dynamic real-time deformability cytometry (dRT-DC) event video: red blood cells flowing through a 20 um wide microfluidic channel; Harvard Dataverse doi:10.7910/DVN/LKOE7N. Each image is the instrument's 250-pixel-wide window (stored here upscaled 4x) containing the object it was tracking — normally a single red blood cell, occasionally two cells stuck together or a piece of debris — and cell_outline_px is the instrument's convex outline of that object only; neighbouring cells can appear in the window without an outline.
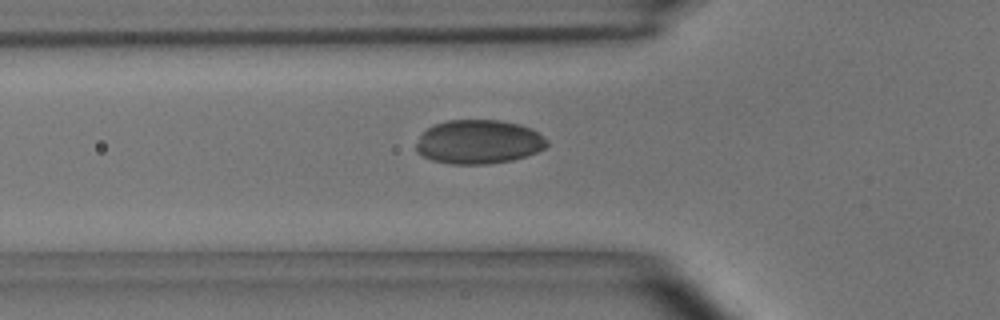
{"species": "common noctule bat (a hibernating species)", "species_latin": "Nyctalus noctula", "temperature_condition": "room temperature", "stored_images_in_passage": 33, "camera_frame_rate_fps": 3000, "um_per_image_px": 0.085, "animal": {"sex": "male", "body_mass_g": 15.6}, "frame": {"image": 1, "passage_image": 3, "time_ms": 0.667, "image_size_px": [1000, 320], "cell_outline_px": [[548, 144], [544, 148], [528, 156], [512, 160], [488, 164], [448, 164], [432, 160], [416, 152], [416, 144], [420, 136], [432, 124], [448, 120], [500, 120], [520, 124], [532, 128], [548, 140]], "centroid_in_image_um": [40.69, 12.06], "position_along_channel_um": 85.1, "area_um2": 33.76}}
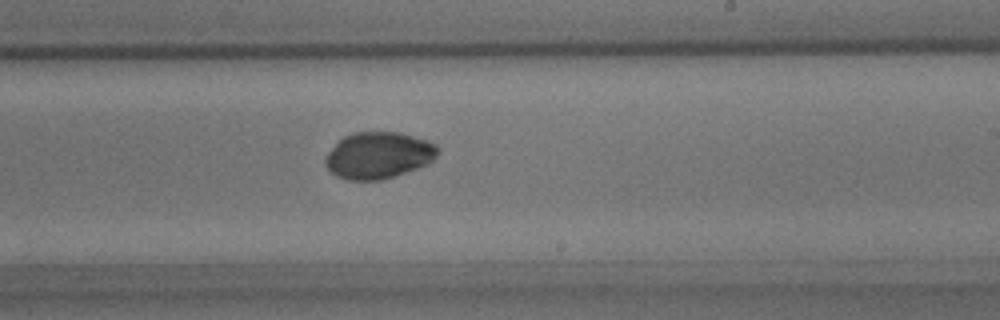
{"frame": {"image": 2, "passage_image": 17, "time_ms": 5.333, "image_size_px": [1000, 320], "cell_outline_px": [[440, 152], [428, 164], [380, 180], [348, 180], [336, 176], [324, 164], [324, 160], [328, 152], [344, 136], [352, 132], [400, 132], [436, 144], [440, 148]], "centroid_in_image_um": [32.16, 13.19], "position_along_channel_um": 256.8, "area_um2": 30.35}}
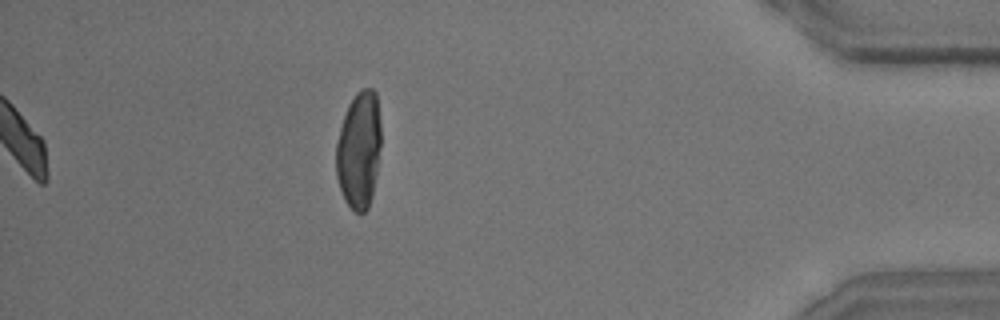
{"frame": {"image": 3, "passage_image": 33, "time_ms": 10.667, "image_size_px": [1000, 320], "cell_outline_px": [[380, 144], [376, 172], [372, 196], [368, 208], [364, 212], [356, 212], [344, 200], [336, 176], [336, 144], [340, 128], [348, 104], [356, 92], [360, 88], [372, 88], [376, 92], [380, 120]], "centroid_in_image_um": [30.5, 12.71], "position_along_channel_um": 404.7, "area_um2": 30.58}}